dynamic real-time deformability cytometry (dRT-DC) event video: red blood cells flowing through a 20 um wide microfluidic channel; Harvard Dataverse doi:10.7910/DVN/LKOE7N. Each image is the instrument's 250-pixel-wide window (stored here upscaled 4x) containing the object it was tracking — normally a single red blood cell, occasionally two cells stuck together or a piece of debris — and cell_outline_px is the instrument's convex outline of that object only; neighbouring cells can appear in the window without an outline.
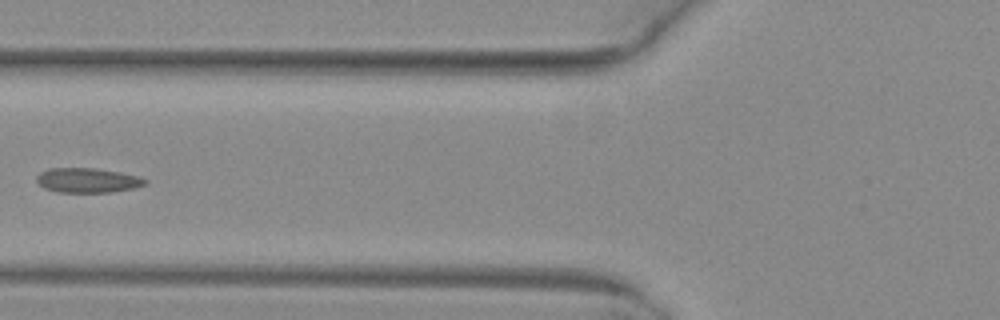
{"species": "common noctule bat (a hibernating species)", "species_latin": "Nyctalus noctula", "temperature_condition": "warm", "stored_images_in_passage": 6, "camera_frame_rate_fps": 3000, "um_per_image_px": 0.085, "animal": {"sex": "female", "body_mass_g": 29.2, "forearm_length_mm": 56.3}, "frame": {"image": 1, "passage_image": 6, "time_ms": 1.667, "image_size_px": [1000, 320], "cell_outline_px": [[148, 184], [132, 188], [112, 192], [56, 192], [44, 188], [36, 180], [36, 176], [40, 172], [48, 168], [96, 168], [120, 172], [140, 176], [148, 180]], "centroid_in_image_um": [7.45, 15.32], "position_along_channel_um": 118.3, "area_um2": 15.72}}